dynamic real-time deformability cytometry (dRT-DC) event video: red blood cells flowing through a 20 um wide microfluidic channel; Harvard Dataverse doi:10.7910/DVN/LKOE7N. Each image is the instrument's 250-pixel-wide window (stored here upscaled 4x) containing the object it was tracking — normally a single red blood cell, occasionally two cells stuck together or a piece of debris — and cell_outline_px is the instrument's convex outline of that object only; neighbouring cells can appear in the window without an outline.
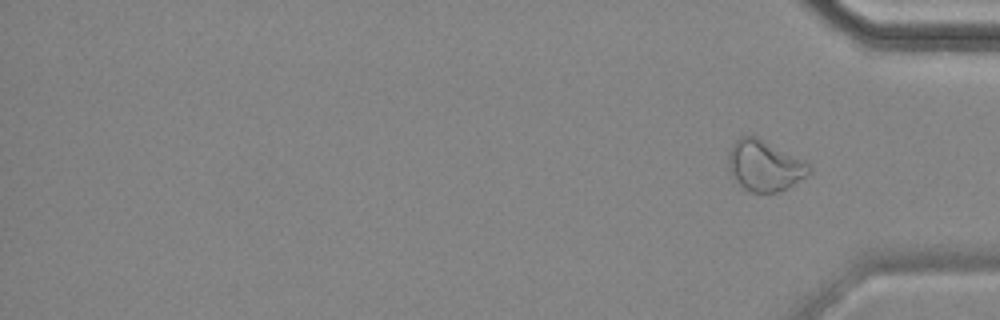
{"species": "common noctule bat (a hibernating species)", "species_latin": "Nyctalus noctula", "temperature_condition": "cold", "stored_images_in_passage": 14, "camera_frame_rate_fps": 3000, "um_per_image_px": 0.085, "animal": {"sex": "female", "body_mass_g": 18.4}, "frame": {"image": 1, "passage_image": 14, "time_ms": 19.0, "image_size_px": [1000, 320], "cell_outline_px": [[812, 172], [808, 176], [780, 192], [748, 192], [728, 172], [728, 152], [732, 144], [740, 136], [756, 136], [804, 160], [812, 168]], "centroid_in_image_um": [64.99, 14.09], "position_along_channel_um": 370.2, "area_um2": 24.04}, "authors_computed_cell_mechanics": {"area_um2": 25.2586, "velocity_mm_per_s": 3.5469, "shape_relaxation_time_tau1_ms": null, "shape_relaxation_time_tau2_ms": 2.5169, "deformation_change_tau1": null, "deformation_change_tau2": 0.0983}}